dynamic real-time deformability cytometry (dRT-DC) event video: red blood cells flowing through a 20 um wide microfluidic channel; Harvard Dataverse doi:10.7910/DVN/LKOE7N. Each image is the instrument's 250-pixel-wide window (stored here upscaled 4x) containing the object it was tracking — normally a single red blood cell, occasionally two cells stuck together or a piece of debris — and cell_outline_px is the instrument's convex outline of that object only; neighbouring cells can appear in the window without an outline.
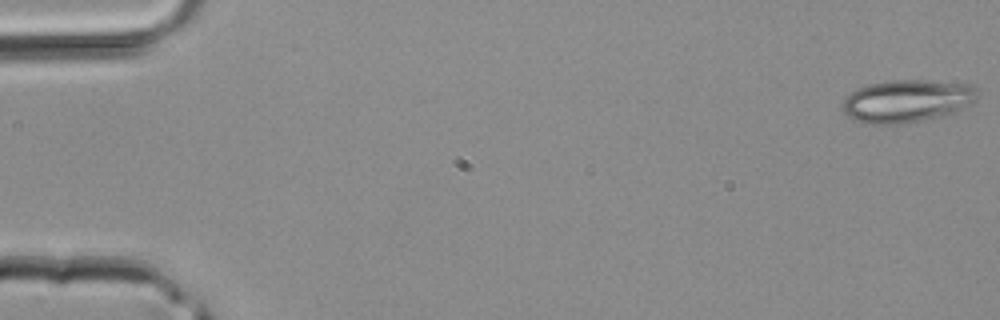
{"species": "common noctule bat (a hibernating species)", "species_latin": "Nyctalus noctula", "temperature_condition": "room temperature", "stored_images_in_passage": 42, "camera_frame_rate_fps": 3000, "um_per_image_px": 0.085, "animal": {"sex": "male", "body_mass_g": 20.4}, "frame": {"image": 1, "passage_image": 1, "time_ms": 0.0, "image_size_px": [1000, 320], "cell_outline_px": [[976, 100], [972, 104], [956, 112], [924, 120], [904, 124], [860, 124], [852, 120], [844, 112], [844, 100], [848, 92], [856, 88], [868, 84], [892, 80], [928, 80], [972, 84], [976, 88]], "centroid_in_image_um": [77.08, 8.59], "position_along_channel_um": 7.9, "area_um2": 34.04}}
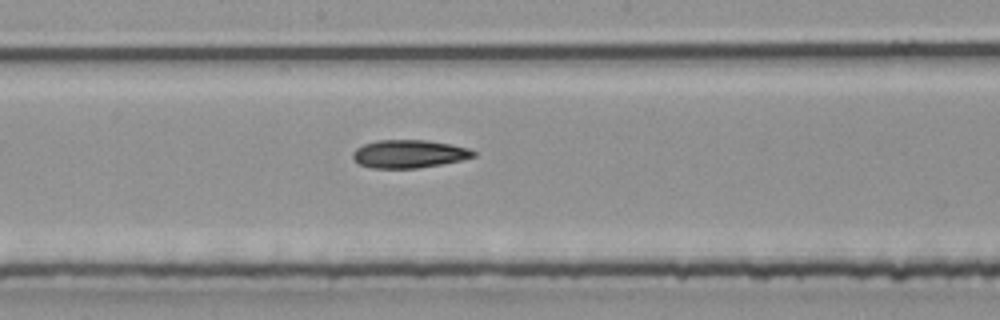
{"frame": {"image": 2, "passage_image": 23, "time_ms": 7.333, "image_size_px": [1000, 320], "cell_outline_px": [[476, 156], [460, 160], [440, 164], [416, 168], [368, 168], [360, 164], [352, 156], [352, 152], [356, 148], [364, 144], [376, 140], [428, 140], [452, 144], [468, 148], [476, 152]], "centroid_in_image_um": [34.76, 13.07], "position_along_channel_um": 213.4, "area_um2": 19.71}}
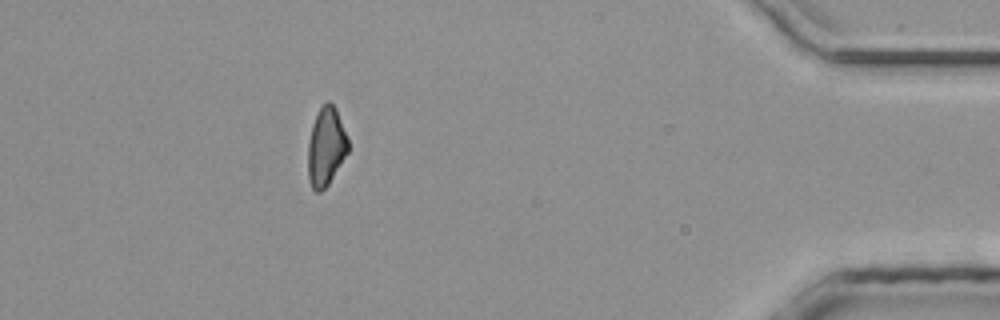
{"frame": {"image": 3, "passage_image": 38, "time_ms": 12.333, "image_size_px": [1000, 320], "cell_outline_px": [[348, 152], [328, 184], [320, 192], [316, 192], [312, 188], [308, 180], [308, 144], [312, 124], [320, 108], [328, 100], [336, 108], [348, 140]], "centroid_in_image_um": [27.7, 12.48], "position_along_channel_um": 407.5, "area_um2": 18.15}}